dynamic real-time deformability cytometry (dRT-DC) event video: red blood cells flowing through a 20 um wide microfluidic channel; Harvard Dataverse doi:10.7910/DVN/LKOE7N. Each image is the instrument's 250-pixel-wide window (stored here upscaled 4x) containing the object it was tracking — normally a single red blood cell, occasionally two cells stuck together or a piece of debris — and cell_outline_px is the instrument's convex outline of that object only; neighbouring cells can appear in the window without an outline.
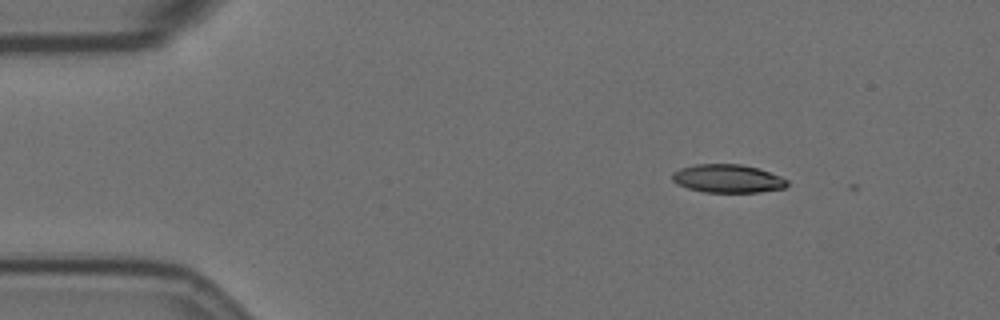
{"species": "Egyptian fruit bat (a non-hibernating species)", "species_latin": "Rousettus aegyptiacus", "temperature_condition": "room temperature", "stored_images_in_passage": 7, "camera_frame_rate_fps": 3000, "um_per_image_px": 0.085, "animal": {"sex": "female"}, "frame": {"image": 1, "passage_image": 1, "time_ms": 0.0, "image_size_px": [1000, 320], "cell_outline_px": [[788, 184], [784, 188], [760, 192], [704, 192], [688, 188], [672, 180], [672, 172], [680, 168], [696, 164], [740, 164], [756, 168], [780, 176], [788, 180]], "centroid_in_image_um": [61.85, 15.18], "position_along_channel_um": 23.2, "area_um2": 18.79}}